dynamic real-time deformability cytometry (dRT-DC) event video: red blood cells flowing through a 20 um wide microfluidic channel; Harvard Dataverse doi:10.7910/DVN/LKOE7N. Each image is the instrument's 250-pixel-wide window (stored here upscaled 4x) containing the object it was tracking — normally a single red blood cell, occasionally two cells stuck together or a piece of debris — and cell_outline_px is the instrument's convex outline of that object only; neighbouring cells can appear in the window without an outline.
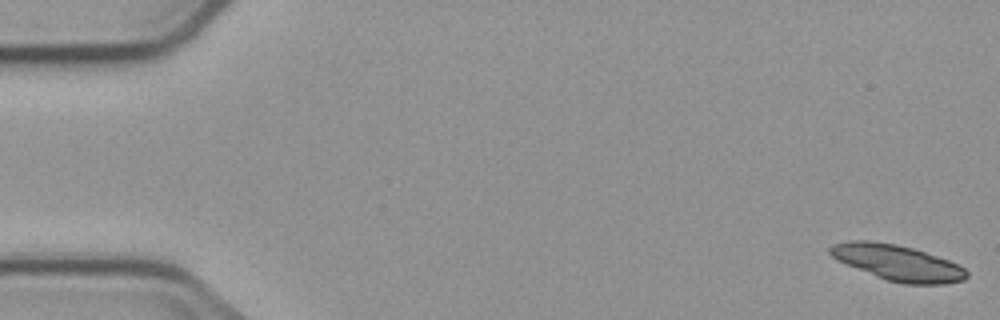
{"species": "common noctule bat (a hibernating species)", "species_latin": "Nyctalus noctula", "temperature_condition": "cold", "stored_images_in_passage": 7, "camera_frame_rate_fps": 3000, "um_per_image_px": 0.085, "animal": {"sex": "male", "body_mass_g": 23.1, "forearm_length_mm": 52.7}, "frame": {"image": 1, "passage_image": 1, "time_ms": 0.0, "image_size_px": [1000, 320], "cell_outline_px": [[968, 276], [964, 280], [944, 284], [904, 284], [888, 280], [876, 276], [836, 260], [828, 252], [828, 248], [832, 244], [852, 240], [872, 240], [896, 244], [912, 248], [960, 264], [968, 272]], "centroid_in_image_um": [76.29, 22.32], "position_along_channel_um": 8.7, "area_um2": 28.38}}
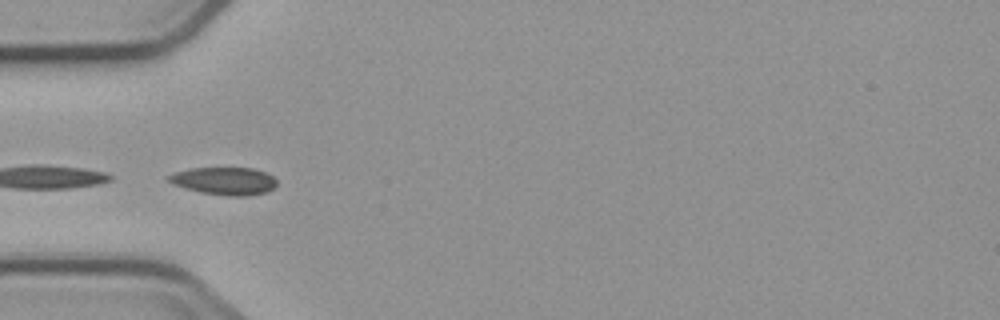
{"frame": {"image": 2, "passage_image": 6, "time_ms": 5.667, "image_size_px": [1000, 320], "cell_outline_px": [[276, 184], [268, 192], [248, 196], [228, 196], [200, 192], [184, 188], [172, 184], [164, 176], [176, 172], [192, 168], [252, 168], [264, 172], [272, 176], [276, 180]], "centroid_in_image_um": [19.04, 15.39], "position_along_channel_um": 66.0, "area_um2": 17.46}}